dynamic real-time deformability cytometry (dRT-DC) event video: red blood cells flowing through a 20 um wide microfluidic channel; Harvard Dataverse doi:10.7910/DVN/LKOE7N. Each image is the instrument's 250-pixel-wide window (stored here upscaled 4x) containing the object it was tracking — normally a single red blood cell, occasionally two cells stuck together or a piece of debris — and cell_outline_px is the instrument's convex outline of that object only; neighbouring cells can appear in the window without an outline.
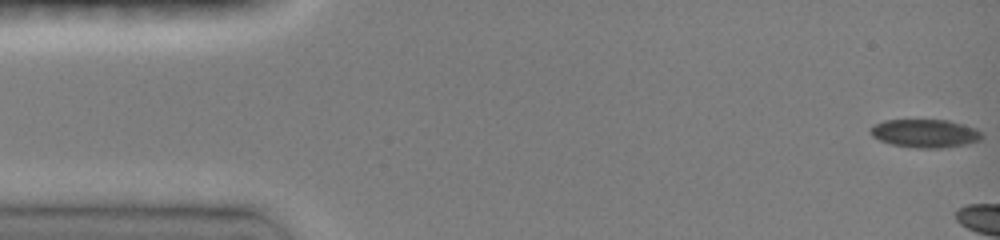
{"species": "common noctule bat (a hibernating species)", "species_latin": "Nyctalus noctula", "temperature_condition": "room temperature", "stored_images_in_passage": 4, "camera_frame_rate_fps": 3000, "um_per_image_px": 0.085, "animal": {"sex": "female", "body_mass_g": 19.0, "forearm_length_mm": 51.5}, "frame": {"image": 1, "passage_image": 1, "time_ms": 0.0, "image_size_px": [1000, 240], "cell_outline_px": [[984, 136], [980, 140], [968, 144], [944, 148], [916, 148], [892, 144], [880, 140], [872, 136], [868, 132], [868, 128], [872, 124], [884, 120], [948, 120], [976, 128], [984, 132]], "centroid_in_image_um": [78.63, 11.33], "position_along_channel_um": 6.4, "area_um2": 18.73}}